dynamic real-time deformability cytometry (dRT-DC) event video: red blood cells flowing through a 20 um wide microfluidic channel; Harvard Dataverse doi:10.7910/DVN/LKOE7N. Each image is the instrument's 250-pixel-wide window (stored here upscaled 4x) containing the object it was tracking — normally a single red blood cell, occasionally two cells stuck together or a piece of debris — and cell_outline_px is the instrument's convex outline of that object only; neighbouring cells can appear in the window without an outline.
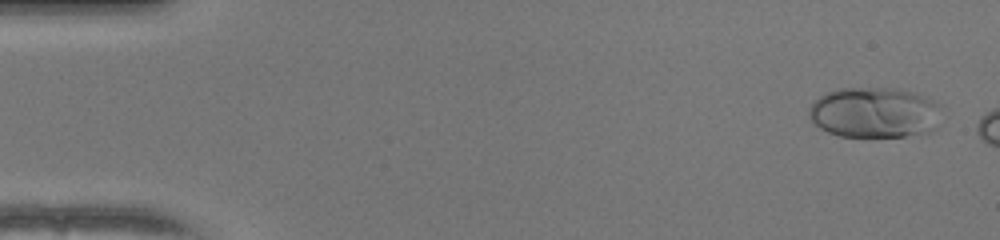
{"species": "human", "species_latin": "Homo sapiens", "temperature_condition": "warm", "stored_images_in_passage": 8, "camera_frame_rate_fps": 3000, "um_per_image_px": 0.085, "donor": {"sex": "female"}, "frame": {"image": 1, "passage_image": 2, "time_ms": 0.333, "image_size_px": [1000, 240], "cell_outline_px": [[940, 104], [936, 128], [928, 132], [904, 136], [840, 136], [828, 132], [820, 128], [808, 116], [808, 108], [824, 92], [840, 88], [896, 88], [916, 92]], "centroid_in_image_um": [74.31, 9.55], "position_along_channel_um": 10.7, "area_um2": 39.13}}